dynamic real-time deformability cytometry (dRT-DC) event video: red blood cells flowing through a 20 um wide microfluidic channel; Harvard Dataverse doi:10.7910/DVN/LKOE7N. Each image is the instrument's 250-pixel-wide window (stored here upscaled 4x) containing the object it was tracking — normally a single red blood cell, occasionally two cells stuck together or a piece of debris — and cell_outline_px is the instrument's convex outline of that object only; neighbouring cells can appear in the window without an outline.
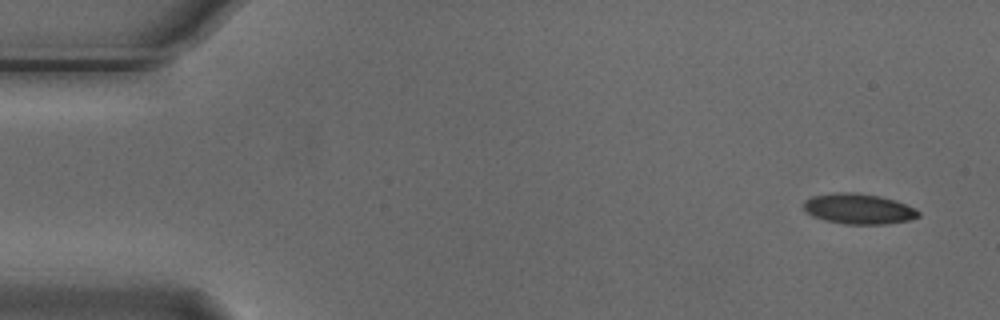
{"species": "Egyptian fruit bat (a non-hibernating species)", "species_latin": "Rousettus aegyptiacus", "temperature_condition": "cold", "stored_images_in_passage": 6, "camera_frame_rate_fps": 3000, "um_per_image_px": 0.085, "animal": {"sex": "male"}, "frame": {"image": 1, "passage_image": 1, "time_ms": 0.0, "image_size_px": [1000, 320], "cell_outline_px": [[920, 216], [908, 220], [884, 224], [844, 224], [824, 220], [812, 216], [804, 212], [804, 200], [812, 196], [836, 192], [856, 192], [880, 196], [896, 200], [916, 208], [920, 212]], "centroid_in_image_um": [72.97, 17.74], "position_along_channel_um": 12.0, "area_um2": 20.58}}
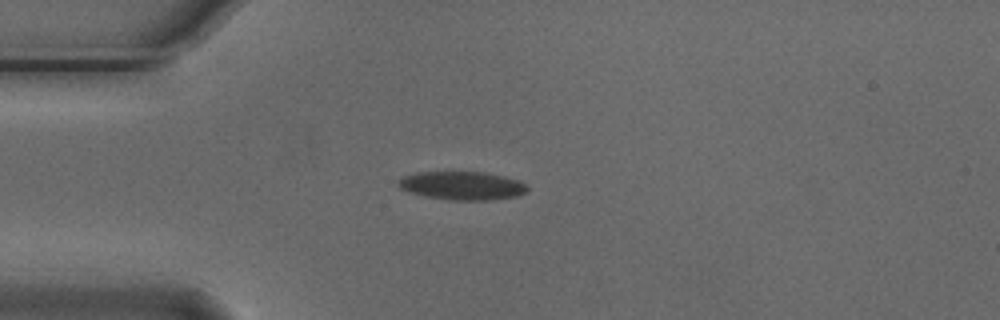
{"frame": {"image": 2, "passage_image": 4, "time_ms": 1.0, "image_size_px": [1000, 320], "cell_outline_px": [[528, 192], [516, 196], [488, 200], [448, 200], [424, 196], [400, 188], [396, 184], [396, 180], [404, 176], [416, 172], [484, 172], [504, 176], [516, 180], [524, 184], [528, 188]], "centroid_in_image_um": [39.25, 15.78], "position_along_channel_um": 45.8, "area_um2": 21.33}}
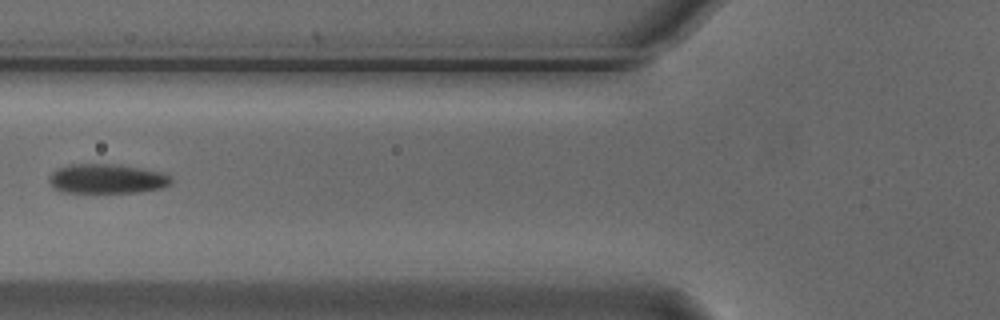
{"frame": {"image": 3, "passage_image": 6, "time_ms": 1.667, "image_size_px": [1000, 320], "cell_outline_px": [[172, 184], [164, 188], [140, 192], [60, 192], [52, 188], [48, 180], [48, 176], [56, 168], [68, 164], [120, 164], [144, 168], [164, 172], [172, 176]], "centroid_in_image_um": [9.11, 15.18], "position_along_channel_um": 116.7, "area_um2": 21.62}}